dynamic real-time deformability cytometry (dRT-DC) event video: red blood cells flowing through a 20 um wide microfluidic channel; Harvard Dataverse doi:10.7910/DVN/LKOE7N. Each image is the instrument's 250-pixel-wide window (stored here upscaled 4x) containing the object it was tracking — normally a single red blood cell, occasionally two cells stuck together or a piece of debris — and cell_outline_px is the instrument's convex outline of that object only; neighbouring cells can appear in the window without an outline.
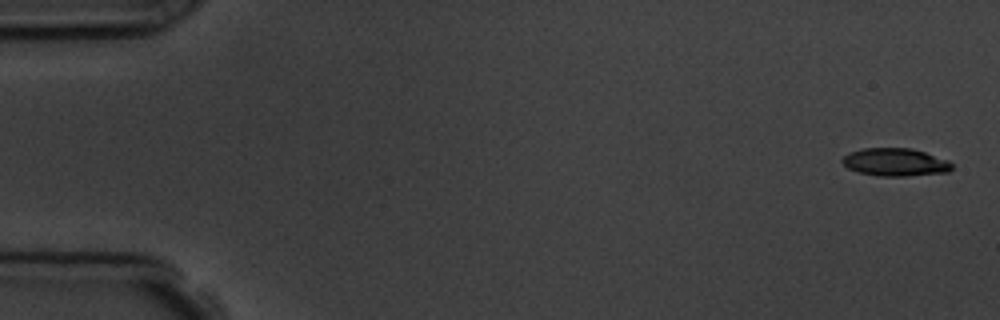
{"species": "common noctule bat (a hibernating species)", "species_latin": "Nyctalus noctula", "temperature_condition": "room temperature", "stored_images_in_passage": 5, "camera_frame_rate_fps": 3000, "um_per_image_px": 0.085, "animal": {"sex": "male", "body_mass_g": 19.5, "forearm_length_mm": 54.6}, "frame": {"image": 1, "passage_image": 1, "time_ms": 0.0, "image_size_px": [1000, 320], "cell_outline_px": [[952, 168], [948, 172], [908, 176], [880, 176], [860, 172], [848, 168], [840, 160], [848, 152], [864, 148], [912, 148], [948, 160], [952, 164]], "centroid_in_image_um": [76.09, 13.78], "position_along_channel_um": 8.9, "area_um2": 17.74}}
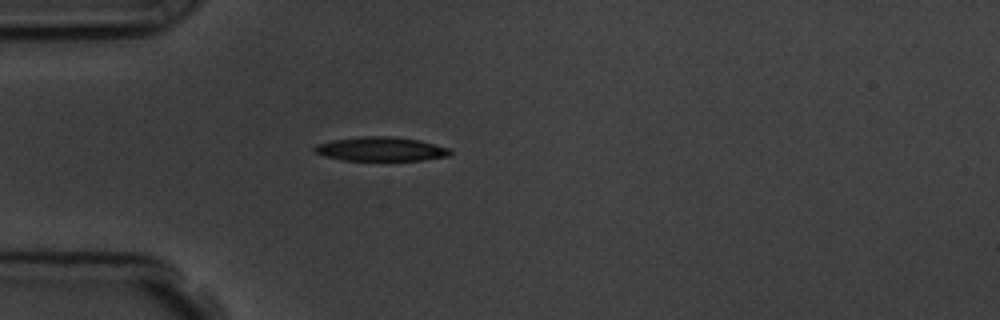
{"frame": {"image": 2, "passage_image": 5, "time_ms": 4.667, "image_size_px": [1000, 320], "cell_outline_px": [[452, 152], [448, 156], [424, 160], [344, 160], [324, 156], [312, 152], [312, 148], [316, 144], [332, 140], [364, 136], [392, 136], [420, 140], [436, 144], [448, 148]], "centroid_in_image_um": [32.34, 12.66], "position_along_channel_um": 52.7, "area_um2": 19.13}}